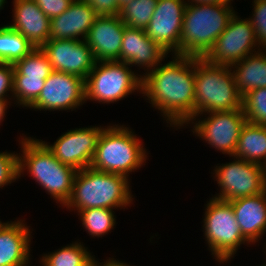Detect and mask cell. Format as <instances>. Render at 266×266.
Here are the masks:
<instances>
[{"label": "cell", "instance_id": "cell-1", "mask_svg": "<svg viewBox=\"0 0 266 266\" xmlns=\"http://www.w3.org/2000/svg\"><path fill=\"white\" fill-rule=\"evenodd\" d=\"M171 56L142 76V97L178 130L195 116V57Z\"/></svg>", "mask_w": 266, "mask_h": 266}, {"label": "cell", "instance_id": "cell-2", "mask_svg": "<svg viewBox=\"0 0 266 266\" xmlns=\"http://www.w3.org/2000/svg\"><path fill=\"white\" fill-rule=\"evenodd\" d=\"M18 142V178L29 174L59 207L64 206L71 196L77 170L61 163L41 139L22 134Z\"/></svg>", "mask_w": 266, "mask_h": 266}, {"label": "cell", "instance_id": "cell-3", "mask_svg": "<svg viewBox=\"0 0 266 266\" xmlns=\"http://www.w3.org/2000/svg\"><path fill=\"white\" fill-rule=\"evenodd\" d=\"M133 200L127 177L86 167L76 172L71 196L63 207L76 213L88 208L125 210Z\"/></svg>", "mask_w": 266, "mask_h": 266}, {"label": "cell", "instance_id": "cell-4", "mask_svg": "<svg viewBox=\"0 0 266 266\" xmlns=\"http://www.w3.org/2000/svg\"><path fill=\"white\" fill-rule=\"evenodd\" d=\"M109 124L98 138L90 167L129 179L130 173L146 165L149 153L142 139L129 126Z\"/></svg>", "mask_w": 266, "mask_h": 266}, {"label": "cell", "instance_id": "cell-5", "mask_svg": "<svg viewBox=\"0 0 266 266\" xmlns=\"http://www.w3.org/2000/svg\"><path fill=\"white\" fill-rule=\"evenodd\" d=\"M235 12L230 4H187L180 38V55L204 58Z\"/></svg>", "mask_w": 266, "mask_h": 266}, {"label": "cell", "instance_id": "cell-6", "mask_svg": "<svg viewBox=\"0 0 266 266\" xmlns=\"http://www.w3.org/2000/svg\"><path fill=\"white\" fill-rule=\"evenodd\" d=\"M242 108L233 70L195 57V116Z\"/></svg>", "mask_w": 266, "mask_h": 266}, {"label": "cell", "instance_id": "cell-7", "mask_svg": "<svg viewBox=\"0 0 266 266\" xmlns=\"http://www.w3.org/2000/svg\"><path fill=\"white\" fill-rule=\"evenodd\" d=\"M206 202L202 231L207 250L219 264L230 263L242 244H252L242 235L229 201L211 197Z\"/></svg>", "mask_w": 266, "mask_h": 266}, {"label": "cell", "instance_id": "cell-8", "mask_svg": "<svg viewBox=\"0 0 266 266\" xmlns=\"http://www.w3.org/2000/svg\"><path fill=\"white\" fill-rule=\"evenodd\" d=\"M135 92L142 94V73L120 61H97L85 79V100L116 103Z\"/></svg>", "mask_w": 266, "mask_h": 266}, {"label": "cell", "instance_id": "cell-9", "mask_svg": "<svg viewBox=\"0 0 266 266\" xmlns=\"http://www.w3.org/2000/svg\"><path fill=\"white\" fill-rule=\"evenodd\" d=\"M203 115L208 116L203 118ZM246 122L241 108L197 114L184 126L190 125L192 134L201 138L200 140L210 145V148H215L217 152L233 157L241 129Z\"/></svg>", "mask_w": 266, "mask_h": 266}, {"label": "cell", "instance_id": "cell-10", "mask_svg": "<svg viewBox=\"0 0 266 266\" xmlns=\"http://www.w3.org/2000/svg\"><path fill=\"white\" fill-rule=\"evenodd\" d=\"M217 164L211 172L217 181L219 193L213 198L231 201L236 198L258 195L266 190V178L262 166L243 159ZM219 165V166H218Z\"/></svg>", "mask_w": 266, "mask_h": 266}, {"label": "cell", "instance_id": "cell-11", "mask_svg": "<svg viewBox=\"0 0 266 266\" xmlns=\"http://www.w3.org/2000/svg\"><path fill=\"white\" fill-rule=\"evenodd\" d=\"M237 14L235 12L224 32L216 39L213 48L204 57L208 62L231 67L262 50L249 19H241Z\"/></svg>", "mask_w": 266, "mask_h": 266}, {"label": "cell", "instance_id": "cell-12", "mask_svg": "<svg viewBox=\"0 0 266 266\" xmlns=\"http://www.w3.org/2000/svg\"><path fill=\"white\" fill-rule=\"evenodd\" d=\"M86 103L85 80L73 74L53 70L45 80L38 98L28 107L35 111H75Z\"/></svg>", "mask_w": 266, "mask_h": 266}, {"label": "cell", "instance_id": "cell-13", "mask_svg": "<svg viewBox=\"0 0 266 266\" xmlns=\"http://www.w3.org/2000/svg\"><path fill=\"white\" fill-rule=\"evenodd\" d=\"M105 126H87L67 130L53 144L41 140L63 164L77 171L90 167L98 138Z\"/></svg>", "mask_w": 266, "mask_h": 266}, {"label": "cell", "instance_id": "cell-14", "mask_svg": "<svg viewBox=\"0 0 266 266\" xmlns=\"http://www.w3.org/2000/svg\"><path fill=\"white\" fill-rule=\"evenodd\" d=\"M187 3L185 0H158L145 29L147 36L168 53L180 55V38Z\"/></svg>", "mask_w": 266, "mask_h": 266}, {"label": "cell", "instance_id": "cell-15", "mask_svg": "<svg viewBox=\"0 0 266 266\" xmlns=\"http://www.w3.org/2000/svg\"><path fill=\"white\" fill-rule=\"evenodd\" d=\"M52 69L86 79L96 64L86 40H48L41 47Z\"/></svg>", "mask_w": 266, "mask_h": 266}, {"label": "cell", "instance_id": "cell-16", "mask_svg": "<svg viewBox=\"0 0 266 266\" xmlns=\"http://www.w3.org/2000/svg\"><path fill=\"white\" fill-rule=\"evenodd\" d=\"M168 55L167 51L147 36L146 30L124 27L119 61L133 68L137 65L139 73L140 69H144L142 76L156 68Z\"/></svg>", "mask_w": 266, "mask_h": 266}, {"label": "cell", "instance_id": "cell-17", "mask_svg": "<svg viewBox=\"0 0 266 266\" xmlns=\"http://www.w3.org/2000/svg\"><path fill=\"white\" fill-rule=\"evenodd\" d=\"M24 219L0 222V266L31 265V226ZM28 225V226H27Z\"/></svg>", "mask_w": 266, "mask_h": 266}, {"label": "cell", "instance_id": "cell-18", "mask_svg": "<svg viewBox=\"0 0 266 266\" xmlns=\"http://www.w3.org/2000/svg\"><path fill=\"white\" fill-rule=\"evenodd\" d=\"M125 26L119 15L96 18L85 39L96 61H119Z\"/></svg>", "mask_w": 266, "mask_h": 266}, {"label": "cell", "instance_id": "cell-19", "mask_svg": "<svg viewBox=\"0 0 266 266\" xmlns=\"http://www.w3.org/2000/svg\"><path fill=\"white\" fill-rule=\"evenodd\" d=\"M99 15L83 0H74L70 7L50 21L49 40H85Z\"/></svg>", "mask_w": 266, "mask_h": 266}, {"label": "cell", "instance_id": "cell-20", "mask_svg": "<svg viewBox=\"0 0 266 266\" xmlns=\"http://www.w3.org/2000/svg\"><path fill=\"white\" fill-rule=\"evenodd\" d=\"M10 28L23 35L34 47L40 48L49 40L50 19L34 0H13Z\"/></svg>", "mask_w": 266, "mask_h": 266}, {"label": "cell", "instance_id": "cell-21", "mask_svg": "<svg viewBox=\"0 0 266 266\" xmlns=\"http://www.w3.org/2000/svg\"><path fill=\"white\" fill-rule=\"evenodd\" d=\"M242 235L251 243L262 241L266 233V190L258 195L229 201Z\"/></svg>", "mask_w": 266, "mask_h": 266}, {"label": "cell", "instance_id": "cell-22", "mask_svg": "<svg viewBox=\"0 0 266 266\" xmlns=\"http://www.w3.org/2000/svg\"><path fill=\"white\" fill-rule=\"evenodd\" d=\"M242 97L257 88L266 87V49L251 54L231 66Z\"/></svg>", "mask_w": 266, "mask_h": 266}, {"label": "cell", "instance_id": "cell-23", "mask_svg": "<svg viewBox=\"0 0 266 266\" xmlns=\"http://www.w3.org/2000/svg\"><path fill=\"white\" fill-rule=\"evenodd\" d=\"M233 157L262 166L266 161V125L246 122Z\"/></svg>", "mask_w": 266, "mask_h": 266}, {"label": "cell", "instance_id": "cell-24", "mask_svg": "<svg viewBox=\"0 0 266 266\" xmlns=\"http://www.w3.org/2000/svg\"><path fill=\"white\" fill-rule=\"evenodd\" d=\"M94 254L79 239L61 246V249L43 253L39 257L42 266H80L84 265Z\"/></svg>", "mask_w": 266, "mask_h": 266}, {"label": "cell", "instance_id": "cell-25", "mask_svg": "<svg viewBox=\"0 0 266 266\" xmlns=\"http://www.w3.org/2000/svg\"><path fill=\"white\" fill-rule=\"evenodd\" d=\"M35 48L23 35L8 25L0 26V62L14 64Z\"/></svg>", "mask_w": 266, "mask_h": 266}, {"label": "cell", "instance_id": "cell-26", "mask_svg": "<svg viewBox=\"0 0 266 266\" xmlns=\"http://www.w3.org/2000/svg\"><path fill=\"white\" fill-rule=\"evenodd\" d=\"M13 66L14 79L46 80L53 71L47 55L41 48H35Z\"/></svg>", "mask_w": 266, "mask_h": 266}, {"label": "cell", "instance_id": "cell-27", "mask_svg": "<svg viewBox=\"0 0 266 266\" xmlns=\"http://www.w3.org/2000/svg\"><path fill=\"white\" fill-rule=\"evenodd\" d=\"M113 209L88 208L77 213L82 227L90 237H104L116 226V215Z\"/></svg>", "mask_w": 266, "mask_h": 266}, {"label": "cell", "instance_id": "cell-28", "mask_svg": "<svg viewBox=\"0 0 266 266\" xmlns=\"http://www.w3.org/2000/svg\"><path fill=\"white\" fill-rule=\"evenodd\" d=\"M158 0H132L121 7L120 18L126 27L146 29Z\"/></svg>", "mask_w": 266, "mask_h": 266}, {"label": "cell", "instance_id": "cell-29", "mask_svg": "<svg viewBox=\"0 0 266 266\" xmlns=\"http://www.w3.org/2000/svg\"><path fill=\"white\" fill-rule=\"evenodd\" d=\"M242 109L247 122L266 125V87L245 94L242 97Z\"/></svg>", "mask_w": 266, "mask_h": 266}, {"label": "cell", "instance_id": "cell-30", "mask_svg": "<svg viewBox=\"0 0 266 266\" xmlns=\"http://www.w3.org/2000/svg\"><path fill=\"white\" fill-rule=\"evenodd\" d=\"M44 85L45 80L14 79L13 103L27 109L38 98Z\"/></svg>", "mask_w": 266, "mask_h": 266}, {"label": "cell", "instance_id": "cell-31", "mask_svg": "<svg viewBox=\"0 0 266 266\" xmlns=\"http://www.w3.org/2000/svg\"><path fill=\"white\" fill-rule=\"evenodd\" d=\"M249 21L255 30L257 42L266 49V0H253Z\"/></svg>", "mask_w": 266, "mask_h": 266}, {"label": "cell", "instance_id": "cell-32", "mask_svg": "<svg viewBox=\"0 0 266 266\" xmlns=\"http://www.w3.org/2000/svg\"><path fill=\"white\" fill-rule=\"evenodd\" d=\"M6 151V152H5ZM0 152V188L3 189L11 183L18 181V153Z\"/></svg>", "mask_w": 266, "mask_h": 266}, {"label": "cell", "instance_id": "cell-33", "mask_svg": "<svg viewBox=\"0 0 266 266\" xmlns=\"http://www.w3.org/2000/svg\"><path fill=\"white\" fill-rule=\"evenodd\" d=\"M13 81V64L0 62V100L7 102L10 106L13 103Z\"/></svg>", "mask_w": 266, "mask_h": 266}, {"label": "cell", "instance_id": "cell-34", "mask_svg": "<svg viewBox=\"0 0 266 266\" xmlns=\"http://www.w3.org/2000/svg\"><path fill=\"white\" fill-rule=\"evenodd\" d=\"M42 12L51 20L66 11L74 0H34Z\"/></svg>", "mask_w": 266, "mask_h": 266}, {"label": "cell", "instance_id": "cell-35", "mask_svg": "<svg viewBox=\"0 0 266 266\" xmlns=\"http://www.w3.org/2000/svg\"><path fill=\"white\" fill-rule=\"evenodd\" d=\"M86 1L99 15H119L120 6L118 0H83Z\"/></svg>", "mask_w": 266, "mask_h": 266}, {"label": "cell", "instance_id": "cell-36", "mask_svg": "<svg viewBox=\"0 0 266 266\" xmlns=\"http://www.w3.org/2000/svg\"><path fill=\"white\" fill-rule=\"evenodd\" d=\"M187 4H230L233 0H185Z\"/></svg>", "mask_w": 266, "mask_h": 266}, {"label": "cell", "instance_id": "cell-37", "mask_svg": "<svg viewBox=\"0 0 266 266\" xmlns=\"http://www.w3.org/2000/svg\"><path fill=\"white\" fill-rule=\"evenodd\" d=\"M98 266H133V265L127 264L113 257L112 258L109 257L104 262L101 263L99 262Z\"/></svg>", "mask_w": 266, "mask_h": 266}, {"label": "cell", "instance_id": "cell-38", "mask_svg": "<svg viewBox=\"0 0 266 266\" xmlns=\"http://www.w3.org/2000/svg\"><path fill=\"white\" fill-rule=\"evenodd\" d=\"M9 106L10 105L7 102L0 100V125L5 120L7 108Z\"/></svg>", "mask_w": 266, "mask_h": 266}, {"label": "cell", "instance_id": "cell-39", "mask_svg": "<svg viewBox=\"0 0 266 266\" xmlns=\"http://www.w3.org/2000/svg\"><path fill=\"white\" fill-rule=\"evenodd\" d=\"M97 258L93 255L84 265L80 266H98L99 261L96 260Z\"/></svg>", "mask_w": 266, "mask_h": 266}, {"label": "cell", "instance_id": "cell-40", "mask_svg": "<svg viewBox=\"0 0 266 266\" xmlns=\"http://www.w3.org/2000/svg\"><path fill=\"white\" fill-rule=\"evenodd\" d=\"M132 0H118L120 8Z\"/></svg>", "mask_w": 266, "mask_h": 266}, {"label": "cell", "instance_id": "cell-41", "mask_svg": "<svg viewBox=\"0 0 266 266\" xmlns=\"http://www.w3.org/2000/svg\"><path fill=\"white\" fill-rule=\"evenodd\" d=\"M7 3V0H0V11L4 9V5Z\"/></svg>", "mask_w": 266, "mask_h": 266}, {"label": "cell", "instance_id": "cell-42", "mask_svg": "<svg viewBox=\"0 0 266 266\" xmlns=\"http://www.w3.org/2000/svg\"><path fill=\"white\" fill-rule=\"evenodd\" d=\"M262 169L264 171V175H265V178H266V161L264 162V164L262 165Z\"/></svg>", "mask_w": 266, "mask_h": 266}, {"label": "cell", "instance_id": "cell-43", "mask_svg": "<svg viewBox=\"0 0 266 266\" xmlns=\"http://www.w3.org/2000/svg\"><path fill=\"white\" fill-rule=\"evenodd\" d=\"M265 244H266V242H265ZM265 244H264V246H265V247H264L263 249H265V250H266V245H265ZM263 252H264V253H266V251H263ZM265 260H266V259H265Z\"/></svg>", "mask_w": 266, "mask_h": 266}]
</instances>
